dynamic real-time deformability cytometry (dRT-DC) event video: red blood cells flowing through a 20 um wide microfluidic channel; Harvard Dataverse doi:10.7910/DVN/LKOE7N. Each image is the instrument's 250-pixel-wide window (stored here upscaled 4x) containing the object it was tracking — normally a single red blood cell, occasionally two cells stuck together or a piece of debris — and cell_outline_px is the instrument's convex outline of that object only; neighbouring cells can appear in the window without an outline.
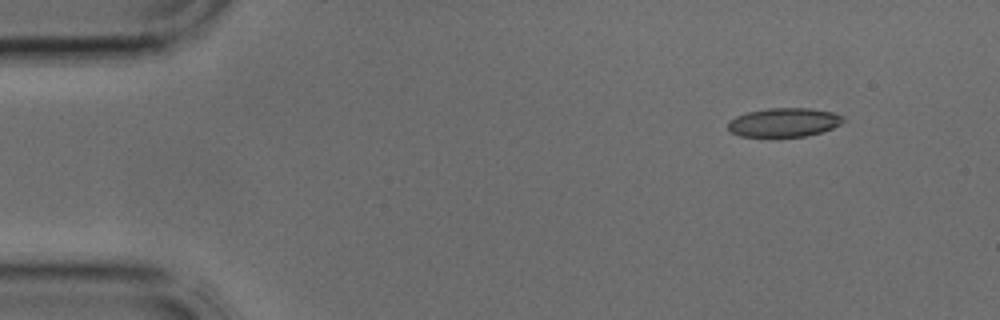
{"species": "common noctule bat (a hibernating species)", "species_latin": "Nyctalus noctula", "temperature_condition": "cold", "stored_images_in_passage": 3, "camera_frame_rate_fps": 3000, "um_per_image_px": 0.085, "animal": {"sex": "male", "body_mass_g": 17.9, "forearm_length_mm": 54.2}, "frame": {"image": 1, "passage_image": 1, "time_ms": 0.0, "image_size_px": [1000, 320], "cell_outline_px": [[844, 120], [840, 124], [832, 128], [820, 132], [804, 136], [740, 136], [732, 132], [728, 128], [728, 120], [736, 116], [748, 112], [768, 108], [812, 108], [832, 112], [844, 116]], "centroid_in_image_um": [66.64, 10.39], "position_along_channel_um": 18.4, "area_um2": 19.25}}
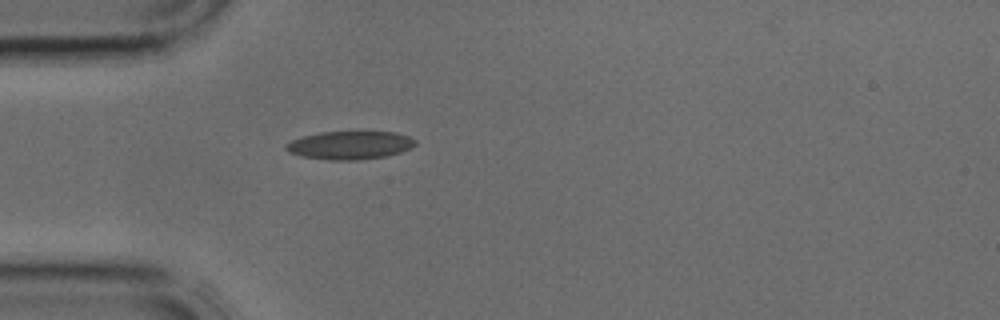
{"frame": {"image": 2, "passage_image": 3, "time_ms": 0.667, "image_size_px": [1000, 320], "cell_outline_px": [[416, 144], [400, 152], [388, 156], [360, 160], [328, 160], [300, 156], [288, 152], [284, 148], [292, 140], [304, 136], [320, 132], [396, 132], [408, 136], [416, 140]], "centroid_in_image_um": [29.74, 12.35], "position_along_channel_um": 55.3, "area_um2": 21.21}}